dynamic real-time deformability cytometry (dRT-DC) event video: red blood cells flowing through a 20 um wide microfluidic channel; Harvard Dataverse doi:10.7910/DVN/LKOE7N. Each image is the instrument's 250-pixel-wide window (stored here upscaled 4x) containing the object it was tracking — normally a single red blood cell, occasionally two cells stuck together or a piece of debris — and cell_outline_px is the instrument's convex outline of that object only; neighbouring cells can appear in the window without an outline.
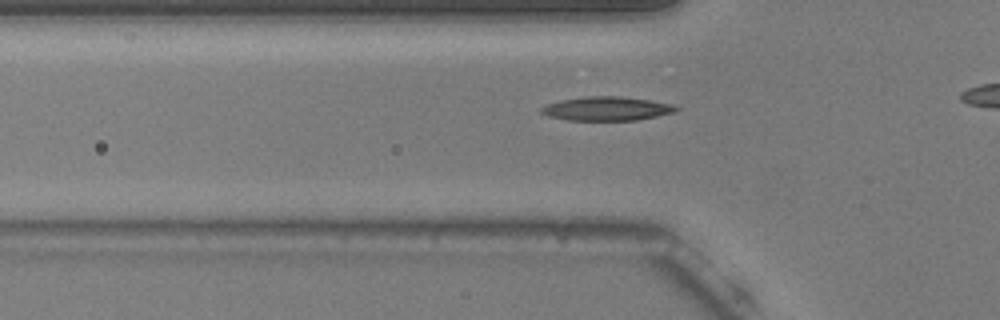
{"species": "common noctule bat (a hibernating species)", "species_latin": "Nyctalus noctula", "temperature_condition": "warm", "stored_images_in_passage": 23, "camera_frame_rate_fps": 3000, "um_per_image_px": 0.085, "animal": {"sex": "male", "body_mass_g": 20.5, "forearm_length_mm": 52.5}, "frame": {"image": 1, "passage_image": 4, "time_ms": 1.0, "image_size_px": [1000, 320], "cell_outline_px": [[680, 108], [676, 112], [636, 120], [568, 120], [548, 116], [540, 112], [540, 108], [548, 104], [560, 100], [584, 96], [620, 96], [648, 100], [672, 104]], "centroid_in_image_um": [51.57, 9.23], "position_along_channel_um": 74.2, "area_um2": 18.73}}
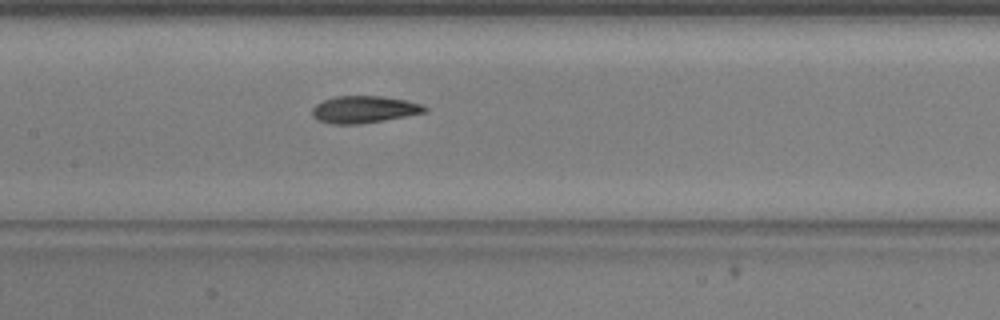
{"frame": {"image": 2, "passage_image": 12, "time_ms": 3.667, "image_size_px": [1000, 320], "cell_outline_px": [[428, 112], [384, 120], [360, 124], [332, 124], [320, 120], [312, 116], [312, 108], [316, 104], [324, 100], [336, 96], [384, 96], [404, 100], [420, 104], [428, 108]], "centroid_in_image_um": [30.95, 9.3], "position_along_channel_um": 176.5, "area_um2": 17.69}}
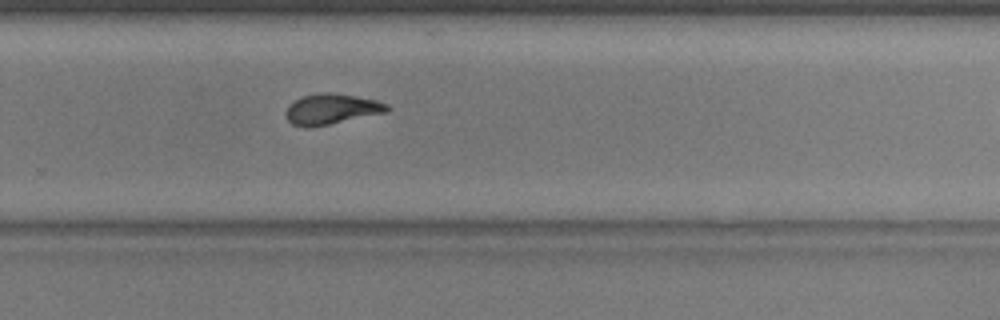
{"frame": {"image": 3, "passage_image": 22, "time_ms": 7.0, "image_size_px": [1000, 320], "cell_outline_px": [[392, 108], [388, 112], [308, 128], [304, 128], [292, 124], [284, 116], [284, 112], [288, 104], [304, 96], [320, 92], [332, 92], [376, 100], [388, 104]], "centroid_in_image_um": [28.16, 9.27], "position_along_channel_um": 301.6, "area_um2": 18.15}}